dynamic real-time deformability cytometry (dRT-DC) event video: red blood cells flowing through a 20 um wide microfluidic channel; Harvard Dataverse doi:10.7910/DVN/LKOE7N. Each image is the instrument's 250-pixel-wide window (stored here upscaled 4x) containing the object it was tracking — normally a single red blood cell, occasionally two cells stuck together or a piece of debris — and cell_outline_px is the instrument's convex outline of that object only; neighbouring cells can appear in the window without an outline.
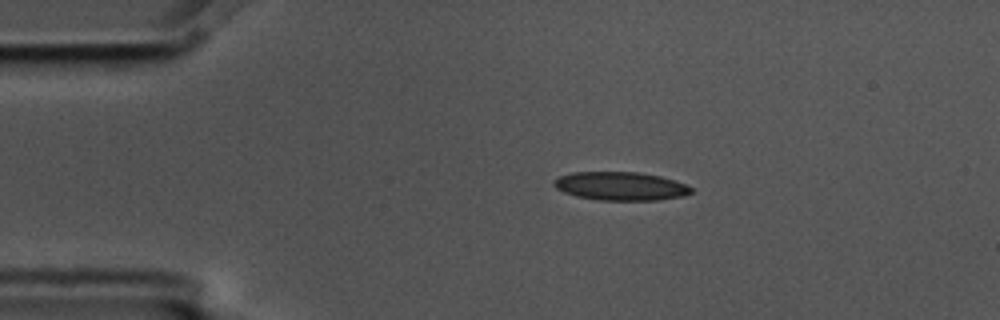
{"species": "common noctule bat (a hibernating species)", "species_latin": "Nyctalus noctula", "temperature_condition": "cold", "stored_images_in_passage": 3, "camera_frame_rate_fps": 3000, "um_per_image_px": 0.085, "animal": {"sex": "male", "body_mass_g": 17.5, "forearm_length_mm": 52.3}, "frame": {"image": 1, "passage_image": 2, "time_ms": 0.333, "image_size_px": [1000, 320], "cell_outline_px": [[692, 192], [684, 196], [660, 200], [600, 200], [576, 196], [564, 192], [556, 188], [552, 184], [560, 176], [572, 172], [636, 172], [660, 176], [684, 184], [692, 188]], "centroid_in_image_um": [52.75, 15.82], "position_along_channel_um": 32.3, "area_um2": 22.6}}